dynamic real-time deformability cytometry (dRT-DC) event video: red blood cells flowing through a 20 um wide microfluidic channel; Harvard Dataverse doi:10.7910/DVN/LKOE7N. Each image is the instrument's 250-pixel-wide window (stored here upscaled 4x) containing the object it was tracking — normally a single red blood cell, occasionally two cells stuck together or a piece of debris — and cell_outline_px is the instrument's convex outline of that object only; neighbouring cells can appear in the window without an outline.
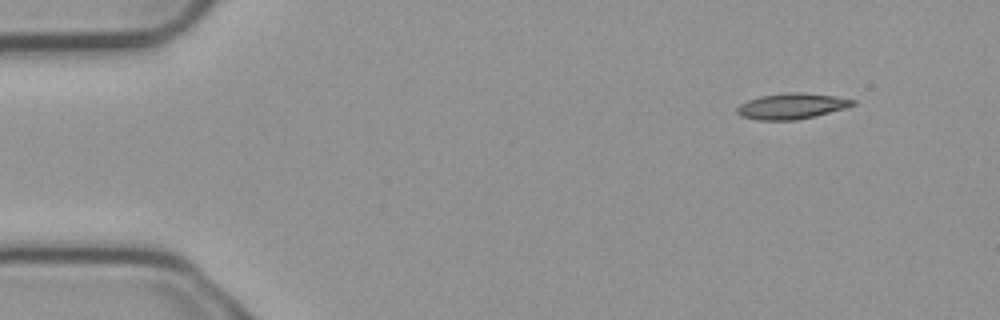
{"species": "common noctule bat (a hibernating species)", "species_latin": "Nyctalus noctula", "temperature_condition": "cold", "stored_images_in_passage": 5, "camera_frame_rate_fps": 3000, "um_per_image_px": 0.085, "animal": {"sex": "male", "body_mass_g": 23.1, "forearm_length_mm": 52.7}, "frame": {"image": 1, "passage_image": 1, "time_ms": 0.0, "image_size_px": [1000, 320], "cell_outline_px": [[856, 104], [844, 108], [816, 116], [796, 120], [756, 120], [740, 116], [736, 112], [736, 108], [740, 104], [748, 100], [760, 96], [792, 92], [800, 92], [836, 96], [856, 100]], "centroid_in_image_um": [67.28, 9.02], "position_along_channel_um": 17.7, "area_um2": 17.4}}
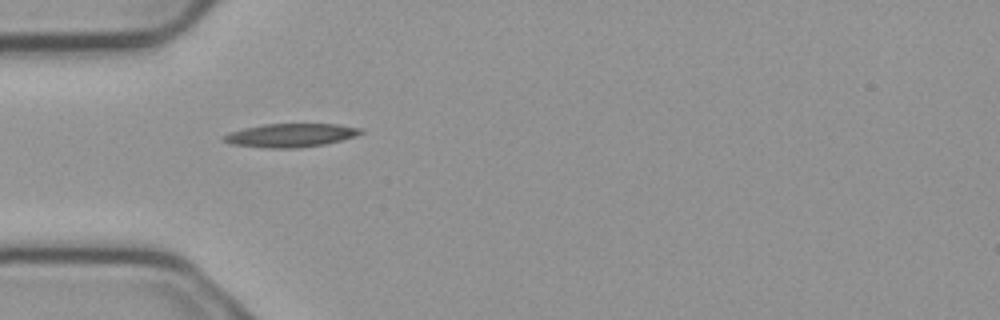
{"frame": {"image": 2, "passage_image": 4, "time_ms": 1.0, "image_size_px": [1000, 320], "cell_outline_px": [[364, 132], [340, 140], [324, 144], [300, 148], [264, 148], [232, 144], [224, 140], [224, 136], [228, 132], [244, 128], [264, 124], [340, 124], [364, 128]], "centroid_in_image_um": [24.72, 11.49], "position_along_channel_um": 60.3, "area_um2": 18.73}}
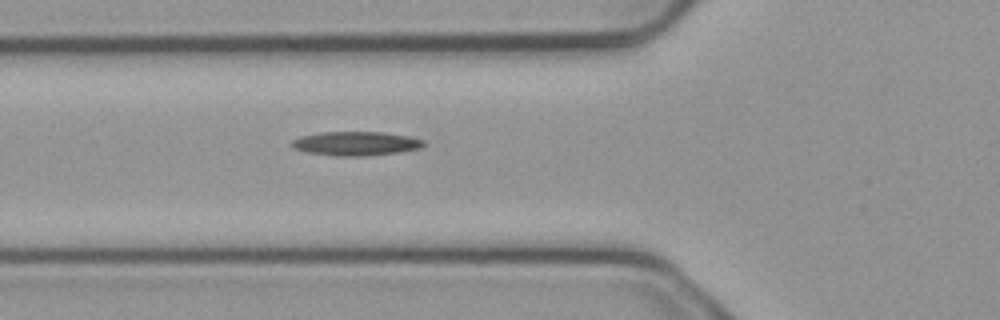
{"frame": {"image": 3, "passage_image": 5, "time_ms": 1.333, "image_size_px": [1000, 320], "cell_outline_px": [[428, 144], [420, 148], [400, 152], [368, 156], [336, 156], [308, 152], [292, 148], [288, 144], [292, 140], [300, 136], [320, 132], [384, 132], [408, 136], [424, 140]], "centroid_in_image_um": [30.24, 12.2], "position_along_channel_um": 95.6, "area_um2": 18.73}}